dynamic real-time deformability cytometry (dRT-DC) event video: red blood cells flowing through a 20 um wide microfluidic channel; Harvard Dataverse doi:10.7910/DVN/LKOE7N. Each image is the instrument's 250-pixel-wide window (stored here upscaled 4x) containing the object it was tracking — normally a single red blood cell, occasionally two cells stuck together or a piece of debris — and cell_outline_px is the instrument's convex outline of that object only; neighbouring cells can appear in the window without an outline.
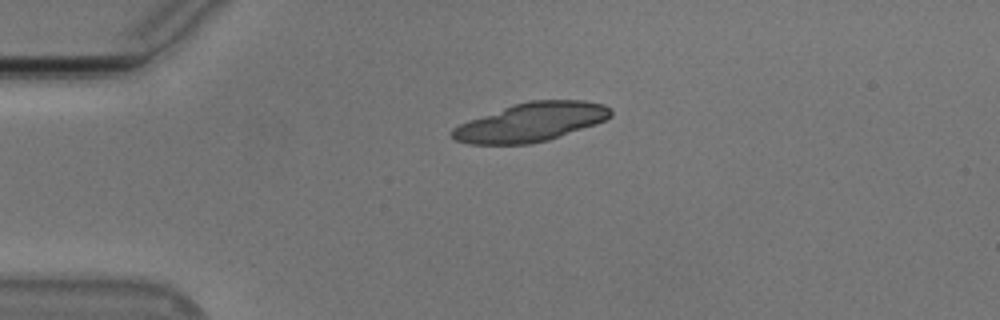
{"species": "Egyptian fruit bat (a non-hibernating species)", "species_latin": "Rousettus aegyptiacus", "temperature_condition": "cold", "stored_images_in_passage": 5, "camera_frame_rate_fps": 3000, "um_per_image_px": 0.085, "animal": {"sex": "male"}, "frame": {"image": 1, "passage_image": 1, "time_ms": 0.0, "image_size_px": [1000, 320], "cell_outline_px": [[612, 116], [596, 124], [548, 140], [532, 144], [468, 144], [456, 140], [452, 136], [452, 128], [460, 124], [512, 104], [528, 100], [584, 100], [604, 104], [612, 112]], "centroid_in_image_um": [45.15, 10.38], "position_along_channel_um": 39.8, "area_um2": 35.6}}